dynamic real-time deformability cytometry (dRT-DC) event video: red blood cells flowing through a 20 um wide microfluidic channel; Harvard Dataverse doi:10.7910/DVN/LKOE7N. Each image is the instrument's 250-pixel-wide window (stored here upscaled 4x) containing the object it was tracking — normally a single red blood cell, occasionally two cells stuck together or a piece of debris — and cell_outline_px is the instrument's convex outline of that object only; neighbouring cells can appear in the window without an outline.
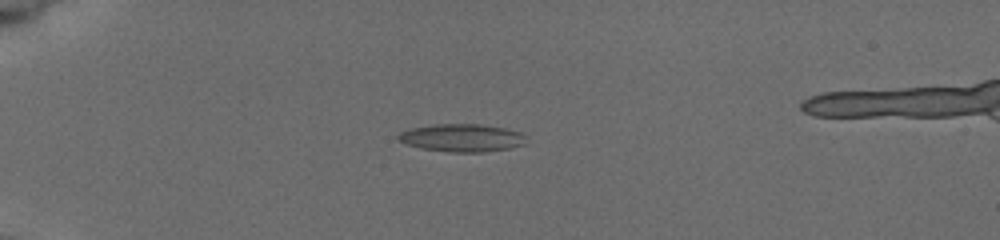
{"species": "common noctule bat (a hibernating species)", "species_latin": "Nyctalus noctula", "temperature_condition": "cold", "stored_images_in_passage": 51, "segment_of_instrument_passage": [1, 2], "camera_frame_rate_fps": 3000, "um_per_image_px": 0.085, "animal": {"sex": "female", "body_mass_g": 19.5, "forearm_length_mm": 54.1}, "frame": {"image": 1, "passage_image": 10, "time_ms": 5.0, "image_size_px": [1000, 240], "cell_outline_px": [[524, 144], [508, 148], [484, 152], [448, 152], [424, 148], [408, 144], [400, 140], [396, 136], [400, 132], [412, 128], [436, 124], [480, 124], [504, 128], [524, 132]], "centroid_in_image_um": [39.29, 11.71], "position_along_channel_um": 45.7, "area_um2": 20.46}}
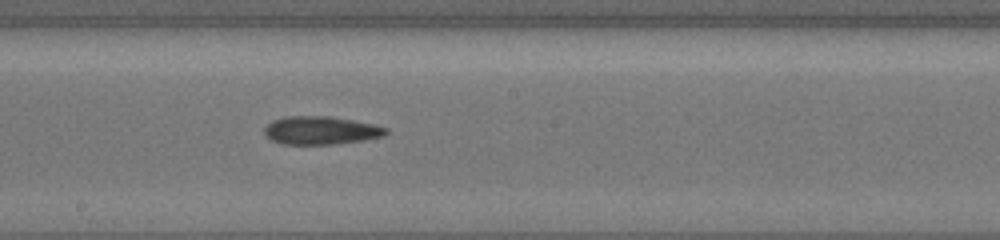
{"frame": {"image": 2, "passage_image": 27, "time_ms": 10.667, "image_size_px": [1000, 240], "cell_outline_px": [[388, 132], [384, 136], [364, 140], [332, 144], [284, 144], [272, 140], [264, 136], [264, 128], [272, 120], [284, 116], [328, 116], [352, 120], [372, 124], [388, 128]], "centroid_in_image_um": [27.24, 11.08], "position_along_channel_um": 221.0, "area_um2": 19.94}}
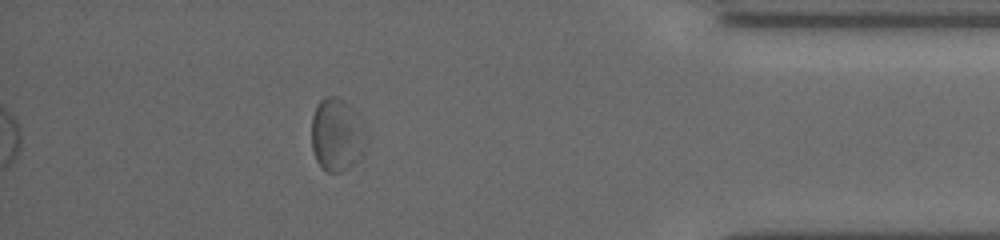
{"frame": {"image": 3, "passage_image": 44, "time_ms": 16.333, "image_size_px": [1000, 240], "cell_outline_px": [[364, 152], [340, 172], [328, 172], [316, 160], [312, 148], [312, 116], [320, 100], [328, 96], [336, 96], [340, 100]], "centroid_in_image_um": [28.37, 11.57], "position_along_channel_um": 406.8, "area_um2": 19.71}}